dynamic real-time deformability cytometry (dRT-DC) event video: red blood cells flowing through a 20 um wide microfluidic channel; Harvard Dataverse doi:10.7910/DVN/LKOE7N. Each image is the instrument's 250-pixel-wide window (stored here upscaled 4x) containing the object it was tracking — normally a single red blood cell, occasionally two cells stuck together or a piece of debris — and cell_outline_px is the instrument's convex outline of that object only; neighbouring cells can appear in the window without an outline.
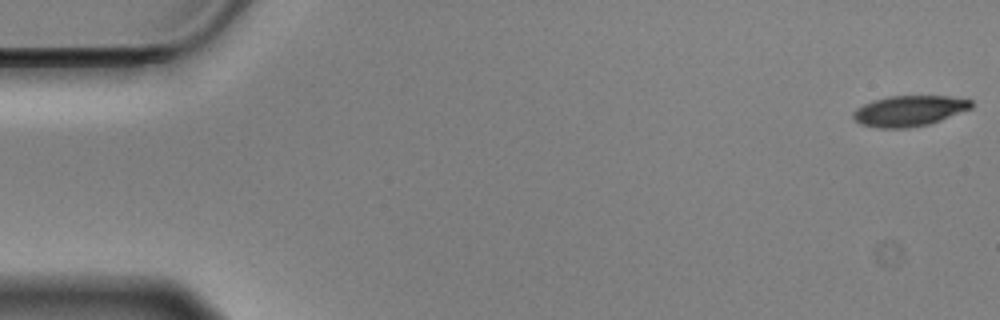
{"species": "Egyptian fruit bat (a non-hibernating species)", "species_latin": "Rousettus aegyptiacus", "temperature_condition": "cold", "stored_images_in_passage": 57, "camera_frame_rate_fps": 3000, "um_per_image_px": 0.085, "animal": {"sex": "male"}, "frame": {"image": 1, "passage_image": 1, "time_ms": 0.0, "image_size_px": [1000, 320], "cell_outline_px": [[972, 108], [940, 120], [928, 124], [908, 128], [876, 128], [860, 124], [852, 116], [852, 112], [856, 108], [864, 104], [888, 96], [948, 96], [972, 100]], "centroid_in_image_um": [77.26, 9.43], "position_along_channel_um": 7.7, "area_um2": 20.98}}
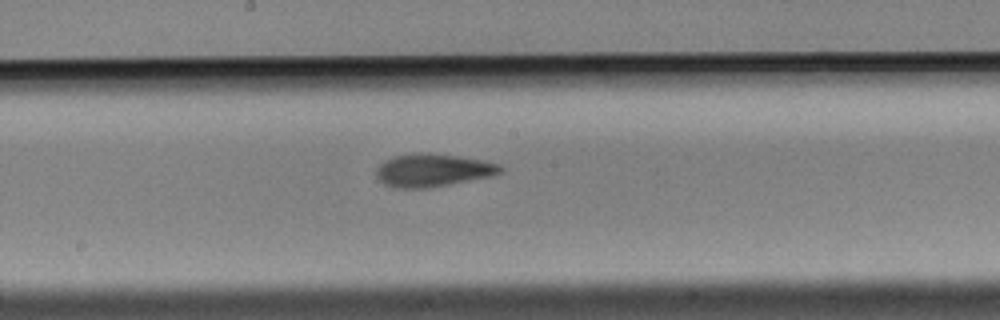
{"frame": {"image": 2, "passage_image": 30, "time_ms": 9.667, "image_size_px": [1000, 320], "cell_outline_px": [[504, 168], [500, 172], [492, 176], [428, 188], [392, 188], [384, 184], [376, 176], [376, 168], [380, 164], [396, 156], [420, 152], [456, 156], [480, 160], [500, 164]], "centroid_in_image_um": [36.78, 14.48], "position_along_channel_um": 211.4, "area_um2": 23.52}}
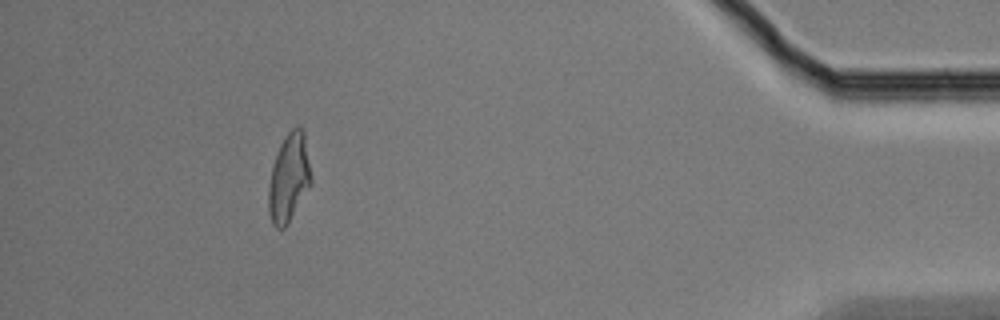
{"frame": {"image": 3, "passage_image": 52, "time_ms": 17.0, "image_size_px": [1000, 320], "cell_outline_px": [[312, 184], [288, 224], [284, 228], [276, 228], [272, 224], [268, 212], [268, 188], [272, 164], [280, 144], [288, 132], [296, 124], [300, 124], [304, 132], [312, 176]], "centroid_in_image_um": [24.57, 15.11], "position_along_channel_um": 410.6, "area_um2": 22.37}, "authors_computed_cell_mechanics": {"area_um2": 22.253, "velocity_mm_per_s": 3.5127, "shape_relaxation_time_tau1_ms": 5.7631, "shape_relaxation_time_tau2_ms": 3.5352, "deformation_change_tau1": 0.1643, "deformation_change_tau2": 0.1149}}